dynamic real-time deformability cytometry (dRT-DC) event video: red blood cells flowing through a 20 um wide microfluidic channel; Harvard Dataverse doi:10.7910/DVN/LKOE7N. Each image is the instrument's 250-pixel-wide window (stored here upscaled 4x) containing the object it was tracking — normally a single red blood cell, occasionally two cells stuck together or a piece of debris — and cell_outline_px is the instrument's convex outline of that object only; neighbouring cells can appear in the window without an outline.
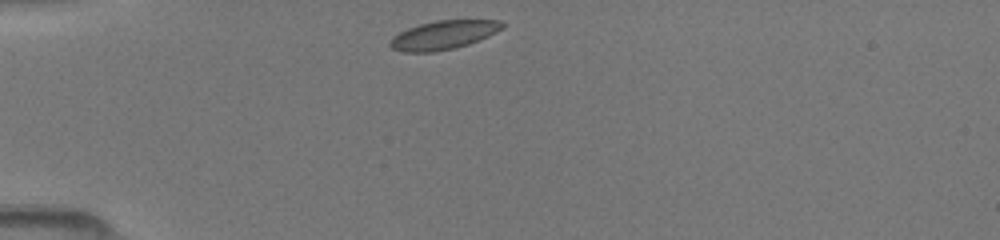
{"species": "common noctule bat (a hibernating species)", "species_latin": "Nyctalus noctula", "temperature_condition": "room temperature", "stored_images_in_passage": 37, "camera_frame_rate_fps": 3000, "um_per_image_px": 0.085, "animal": {"sex": "female", "body_mass_g": 19.5, "forearm_length_mm": 54.1}, "frame": {"image": 1, "passage_image": 1, "time_ms": 0.0, "image_size_px": [1000, 240], "cell_outline_px": [[504, 28], [488, 36], [468, 44], [456, 48], [432, 52], [404, 52], [392, 48], [388, 44], [392, 36], [408, 28], [420, 24], [436, 20], [500, 20], [504, 24]], "centroid_in_image_um": [37.69, 2.97], "position_along_channel_um": 47.3, "area_um2": 18.79}}
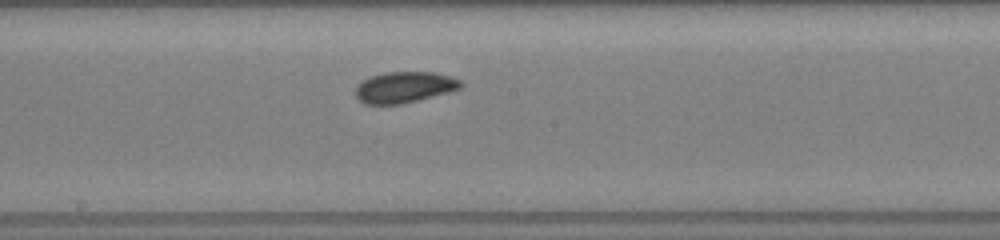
{"frame": {"image": 2, "passage_image": 15, "time_ms": 4.667, "image_size_px": [1000, 240], "cell_outline_px": [[464, 84], [460, 88], [448, 92], [400, 104], [364, 104], [356, 96], [356, 84], [372, 76], [384, 72], [432, 72], [448, 76], [460, 80]], "centroid_in_image_um": [34.35, 7.41], "position_along_channel_um": 213.9, "area_um2": 18.79}}
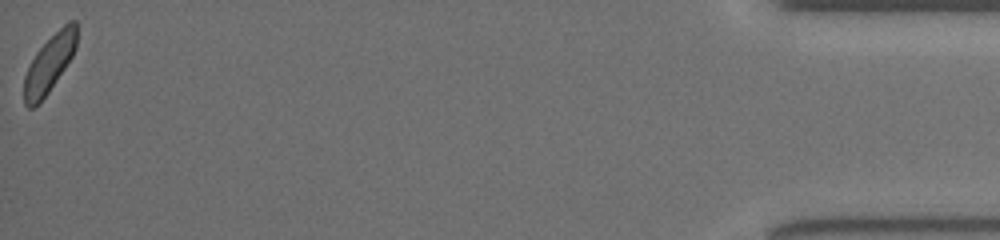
{"frame": {"image": 3, "passage_image": 37, "time_ms": 12.0, "image_size_px": [1000, 240], "cell_outline_px": [[76, 48], [72, 56], [48, 92], [32, 108], [28, 108], [24, 104], [24, 76], [36, 52], [68, 20], [76, 20]], "centroid_in_image_um": [4.19, 5.4], "position_along_channel_um": 431.0, "area_um2": 17.05}}